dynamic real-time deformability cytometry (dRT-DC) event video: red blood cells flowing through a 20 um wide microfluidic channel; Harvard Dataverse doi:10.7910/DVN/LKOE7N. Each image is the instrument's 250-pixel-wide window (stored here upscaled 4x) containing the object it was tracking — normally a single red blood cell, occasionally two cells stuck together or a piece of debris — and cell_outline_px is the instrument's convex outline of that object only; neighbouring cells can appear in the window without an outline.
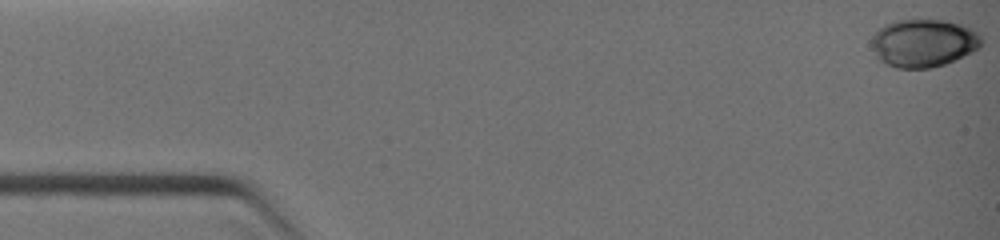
{"species": "common noctule bat (a hibernating species)", "species_latin": "Nyctalus noctula", "temperature_condition": "warm", "stored_images_in_passage": 15, "camera_frame_rate_fps": 3000, "um_per_image_px": 0.085, "animal": {"sex": "female", "body_mass_g": 19.0, "forearm_length_mm": 51.5}, "frame": {"image": 1, "passage_image": 1, "time_ms": 0.0, "image_size_px": [1000, 240], "cell_outline_px": [[980, 48], [972, 52], [944, 64], [928, 68], [896, 68], [876, 60], [872, 48], [872, 36], [884, 24], [896, 20], [944, 20], [960, 24], [976, 32], [980, 36]], "centroid_in_image_um": [78.44, 3.67], "position_along_channel_um": 6.6, "area_um2": 30.58}}
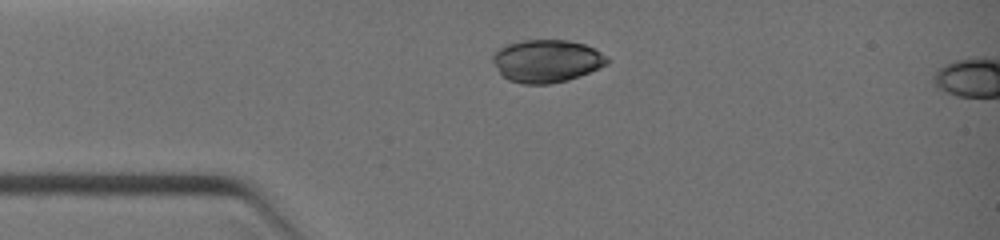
{"frame": {"image": 2, "passage_image": 12, "time_ms": 2.667, "image_size_px": [1000, 240], "cell_outline_px": [[608, 64], [600, 68], [580, 76], [568, 80], [548, 84], [520, 84], [508, 80], [500, 72], [492, 60], [492, 56], [500, 48], [508, 44], [520, 40], [568, 40], [584, 44], [596, 48], [608, 56]], "centroid_in_image_um": [46.51, 5.18], "position_along_channel_um": 38.5, "area_um2": 28.61}}